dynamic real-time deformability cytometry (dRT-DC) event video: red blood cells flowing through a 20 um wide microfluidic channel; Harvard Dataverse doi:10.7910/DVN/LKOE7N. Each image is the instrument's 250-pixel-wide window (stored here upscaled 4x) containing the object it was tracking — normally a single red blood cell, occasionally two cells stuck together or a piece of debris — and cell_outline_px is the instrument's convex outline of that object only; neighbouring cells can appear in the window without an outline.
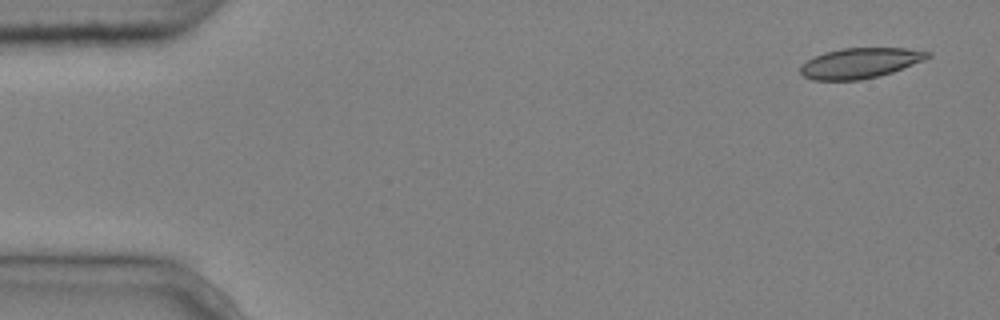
{"species": "common noctule bat (a hibernating species)", "species_latin": "Nyctalus noctula", "temperature_condition": "cold", "stored_images_in_passage": 5, "camera_frame_rate_fps": 3000, "um_per_image_px": 0.085, "animal": {"sex": "male", "body_mass_g": 20.4}, "frame": {"image": 1, "passage_image": 1, "time_ms": 0.0, "image_size_px": [1000, 320], "cell_outline_px": [[932, 56], [924, 60], [892, 72], [860, 80], [812, 80], [804, 76], [800, 72], [800, 64], [824, 52], [844, 48], [908, 48], [932, 52]], "centroid_in_image_um": [73.11, 5.35], "position_along_channel_um": 11.9, "area_um2": 22.43}}